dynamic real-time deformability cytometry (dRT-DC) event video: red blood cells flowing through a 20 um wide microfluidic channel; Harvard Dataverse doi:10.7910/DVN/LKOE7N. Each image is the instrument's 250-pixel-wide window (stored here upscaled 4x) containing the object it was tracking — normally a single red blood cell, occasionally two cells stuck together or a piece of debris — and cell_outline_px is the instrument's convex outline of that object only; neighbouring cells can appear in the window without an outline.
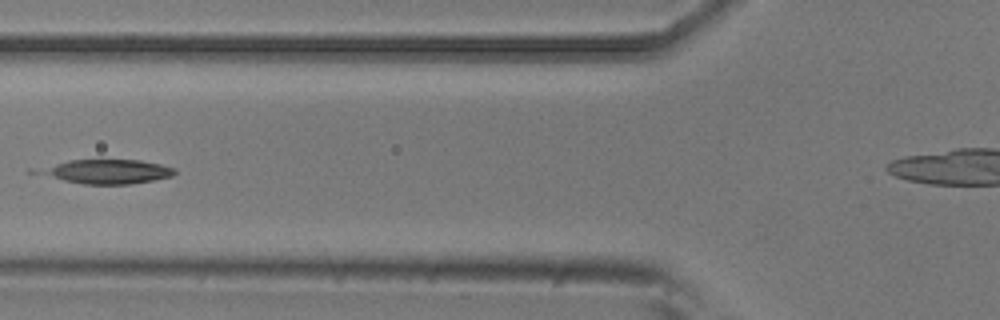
{"species": "common noctule bat (a hibernating species)", "species_latin": "Nyctalus noctula", "temperature_condition": "room temperature", "stored_images_in_passage": 8, "camera_frame_rate_fps": 3000, "um_per_image_px": 0.085, "animal": {"sex": "male", "body_mass_g": 20.5, "forearm_length_mm": 52.5}, "frame": {"image": 1, "passage_image": 6, "time_ms": 1.667, "image_size_px": [1000, 320], "cell_outline_px": [[176, 172], [172, 176], [132, 184], [84, 184], [64, 180], [28, 172], [28, 168], [68, 160], [140, 160], [160, 164], [176, 168]], "centroid_in_image_um": [8.9, 14.57], "position_along_channel_um": 116.9, "area_um2": 19.71}}
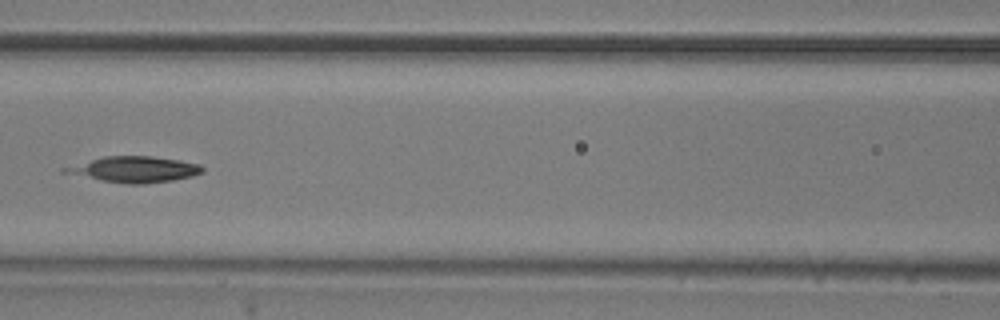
{"frame": {"image": 2, "passage_image": 7, "time_ms": 2.0, "image_size_px": [1000, 320], "cell_outline_px": [[204, 172], [192, 176], [172, 180], [144, 184], [128, 184], [100, 180], [60, 172], [60, 168], [104, 156], [152, 156], [180, 160], [200, 164], [204, 168]], "centroid_in_image_um": [11.4, 14.39], "position_along_channel_um": 155.2, "area_um2": 20.81}}